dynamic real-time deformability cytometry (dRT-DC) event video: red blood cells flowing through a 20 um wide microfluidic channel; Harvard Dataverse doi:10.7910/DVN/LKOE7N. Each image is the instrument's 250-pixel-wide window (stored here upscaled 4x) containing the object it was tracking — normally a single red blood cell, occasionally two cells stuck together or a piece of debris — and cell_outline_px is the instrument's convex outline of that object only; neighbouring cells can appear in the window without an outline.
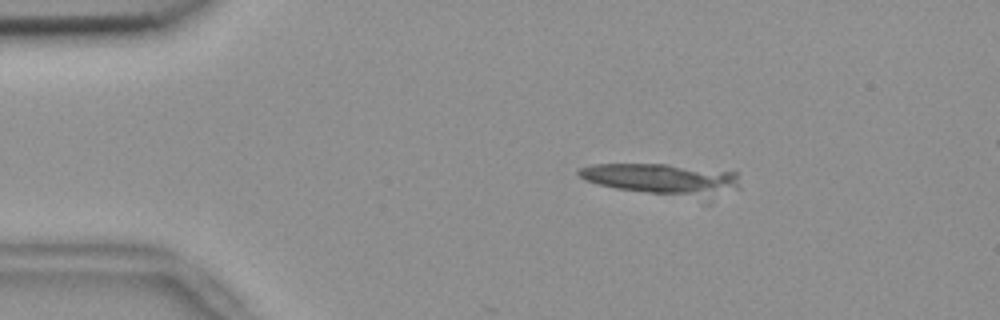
{"species": "common noctule bat (a hibernating species)", "species_latin": "Nyctalus noctula", "temperature_condition": "room temperature", "stored_images_in_passage": 16, "camera_frame_rate_fps": 3000, "um_per_image_px": 0.085, "animal": {"sex": "female", "body_mass_g": 18.4}, "frame": {"image": 1, "passage_image": 10, "time_ms": 3.0, "image_size_px": [1000, 320], "cell_outline_px": [[740, 188], [708, 204], [704, 204], [616, 188], [584, 180], [576, 172], [580, 168], [596, 164], [664, 164], [736, 172]], "centroid_in_image_um": [56.51, 15.35], "position_along_channel_um": 28.5, "area_um2": 31.27}}